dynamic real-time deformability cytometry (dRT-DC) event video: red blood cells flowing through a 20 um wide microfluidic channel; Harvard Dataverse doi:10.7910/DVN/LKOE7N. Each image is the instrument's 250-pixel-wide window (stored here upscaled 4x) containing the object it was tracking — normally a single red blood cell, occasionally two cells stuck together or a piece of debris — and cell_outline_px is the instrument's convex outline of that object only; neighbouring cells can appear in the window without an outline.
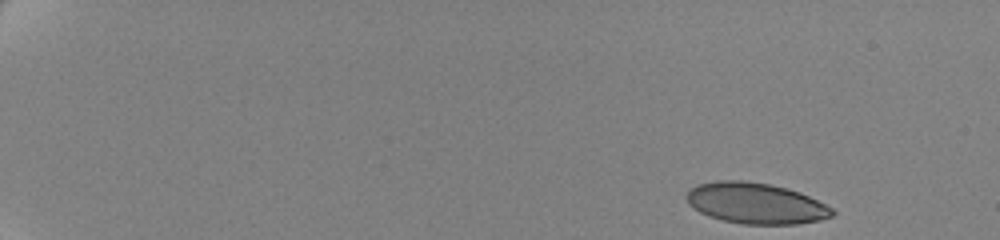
{"species": "human", "species_latin": "Homo sapiens", "temperature_condition": "cold", "stored_images_in_passage": 55, "camera_frame_rate_fps": 3000, "um_per_image_px": 0.085, "donor": {"sex": "female"}, "frame": {"image": 1, "passage_image": 1, "time_ms": 0.0, "image_size_px": [1000, 240], "cell_outline_px": [[836, 212], [832, 216], [820, 220], [796, 224], [744, 224], [724, 220], [708, 216], [692, 208], [688, 204], [684, 196], [696, 184], [716, 180], [744, 180], [768, 184], [800, 192], [832, 208]], "centroid_in_image_um": [64.19, 17.27], "position_along_channel_um": 20.8, "area_um2": 34.74}}
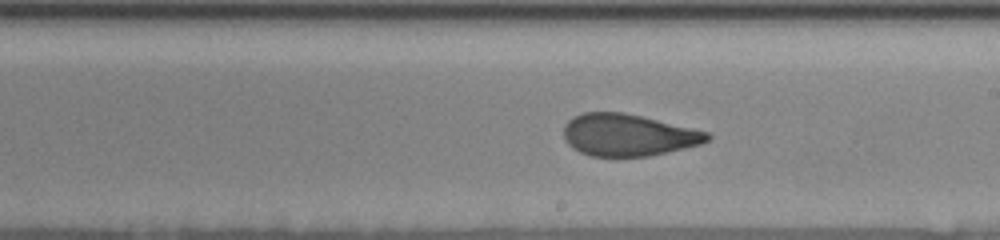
{"frame": {"image": 2, "passage_image": 33, "time_ms": 10.667, "image_size_px": [1000, 240], "cell_outline_px": [[712, 136], [708, 140], [700, 144], [684, 148], [648, 156], [592, 156], [580, 152], [572, 148], [564, 140], [564, 124], [572, 116], [584, 112], [624, 112], [708, 132]], "centroid_in_image_um": [53.34, 11.47], "position_along_channel_um": 235.7, "area_um2": 34.97}}
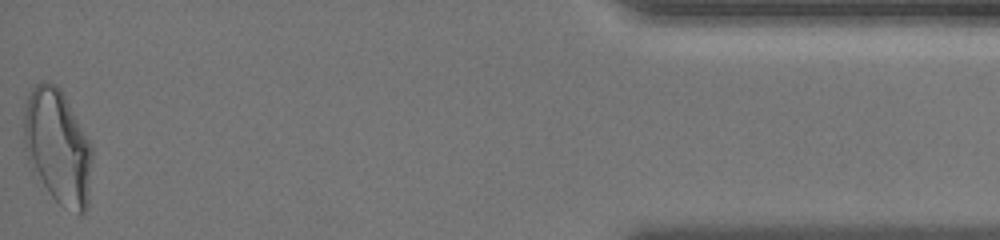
{"frame": {"image": 3, "passage_image": 55, "time_ms": 18.0, "image_size_px": [1000, 240], "cell_outline_px": [[92, 156], [88, 208], [80, 216], [60, 204], [52, 196], [32, 172], [24, 148], [24, 112], [28, 96], [32, 88], [36, 84], [44, 80], [48, 80], [56, 84], [60, 88], [88, 140], [92, 148]], "centroid_in_image_um": [4.89, 12.5], "position_along_channel_um": 430.3, "area_um2": 45.6}, "authors_computed_cell_mechanics": {"area_um2": 36.3562, "velocity_mm_per_s": 3.4894, "shape_relaxation_time_tau1_ms": 6.5987, "shape_relaxation_time_tau2_ms": 0.8534, "deformation_change_tau1": 0.1847, "deformation_change_tau2": 0.0732}}